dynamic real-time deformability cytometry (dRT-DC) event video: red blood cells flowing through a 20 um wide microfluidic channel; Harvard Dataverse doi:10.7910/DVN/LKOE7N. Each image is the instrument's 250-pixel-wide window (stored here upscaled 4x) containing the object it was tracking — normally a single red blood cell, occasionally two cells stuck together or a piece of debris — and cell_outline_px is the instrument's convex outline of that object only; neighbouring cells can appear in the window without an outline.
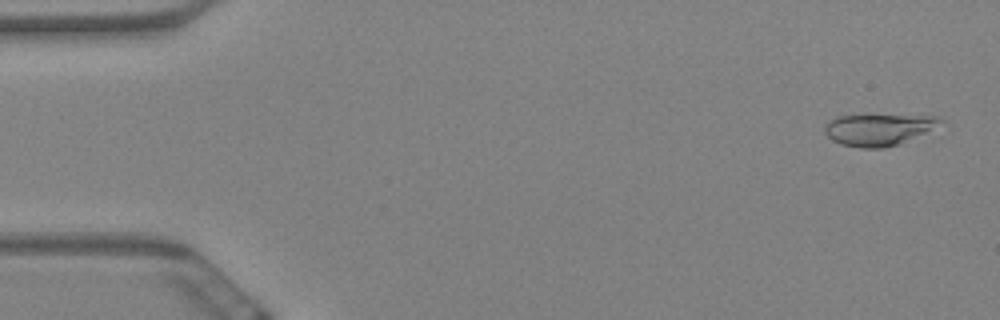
{"species": "Egyptian fruit bat (a non-hibernating species)", "species_latin": "Rousettus aegyptiacus", "temperature_condition": "warm", "stored_images_in_passage": 60, "camera_frame_rate_fps": 3000, "um_per_image_px": 0.085, "animal": {"sex": "female"}, "frame": {"image": 1, "passage_image": 2, "time_ms": 0.333, "image_size_px": [1000, 320], "cell_outline_px": [[944, 120], [924, 132], [900, 144], [884, 148], [860, 148], [840, 144], [832, 140], [824, 132], [824, 124], [836, 116], [936, 116]], "centroid_in_image_um": [74.58, 11.03], "position_along_channel_um": 10.4, "area_um2": 20.81}}
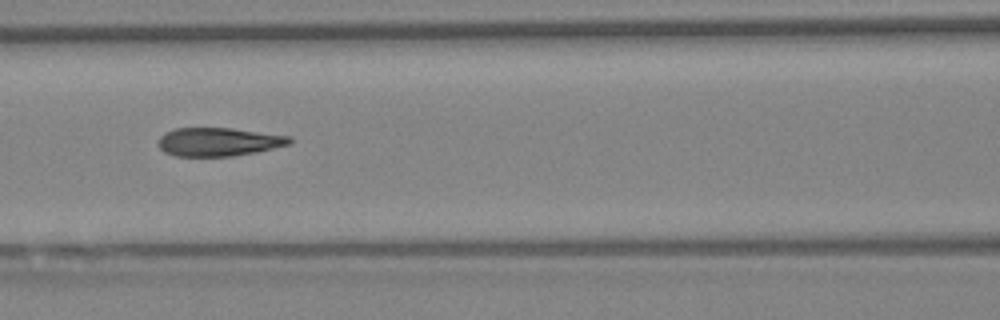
{"frame": {"image": 2, "passage_image": 26, "time_ms": 8.333, "image_size_px": [1000, 320], "cell_outline_px": [[292, 144], [256, 152], [232, 156], [176, 156], [164, 152], [156, 144], [160, 136], [164, 132], [176, 128], [232, 128], [292, 136]], "centroid_in_image_um": [18.58, 12.05], "position_along_channel_um": 148.0, "area_um2": 22.02}}
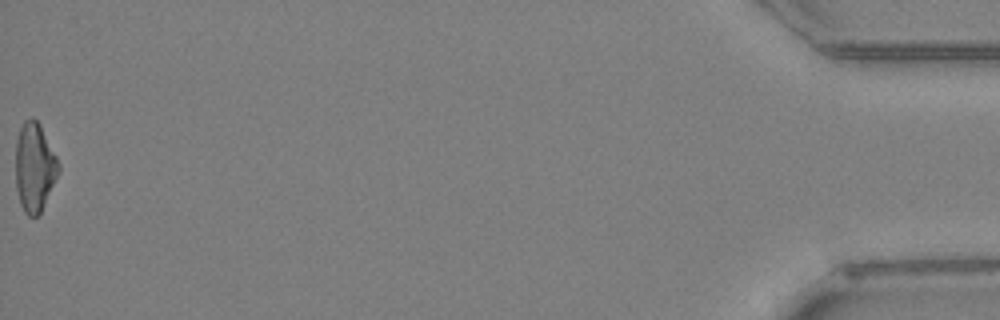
{"frame": {"image": 3, "passage_image": 60, "time_ms": 19.667, "image_size_px": [1000, 320], "cell_outline_px": [[60, 172], [40, 212], [36, 216], [28, 216], [24, 212], [20, 204], [16, 188], [16, 140], [20, 128], [24, 120], [32, 116], [40, 124], [60, 164]], "centroid_in_image_um": [2.93, 14.2], "position_along_channel_um": 432.3, "area_um2": 22.25}, "authors_computed_cell_mechanics": {"area_um2": 22.1663, "velocity_mm_per_s": 3.4021, "shape_relaxation_time_tau1_ms": 4.0874, "shape_relaxation_time_tau2_ms": 1.7104, "deformation_change_tau1": 0.1772, "deformation_change_tau2": 0.1056}}